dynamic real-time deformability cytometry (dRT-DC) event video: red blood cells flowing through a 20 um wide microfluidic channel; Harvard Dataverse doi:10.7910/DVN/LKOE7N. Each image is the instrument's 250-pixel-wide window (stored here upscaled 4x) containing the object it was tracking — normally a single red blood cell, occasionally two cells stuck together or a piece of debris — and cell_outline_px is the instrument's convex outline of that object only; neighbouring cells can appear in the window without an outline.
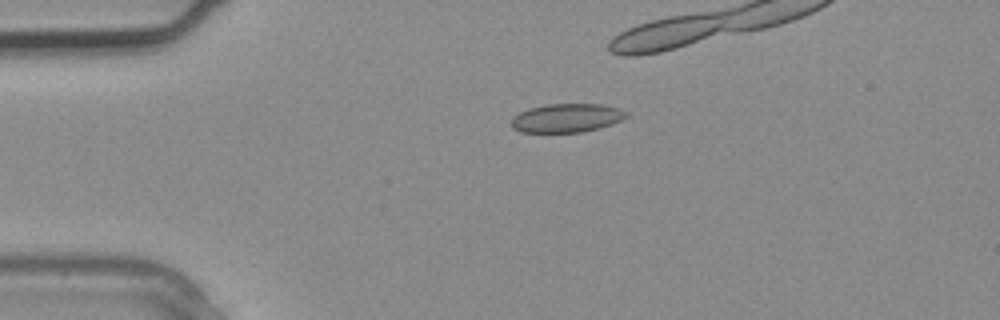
{"species": "common noctule bat (a hibernating species)", "species_latin": "Nyctalus noctula", "temperature_condition": "warm", "stored_images_in_passage": 3, "camera_frame_rate_fps": 3000, "um_per_image_px": 0.085, "animal": {"sex": "male", "body_mass_g": 20.4}, "frame": {"image": 1, "passage_image": 1, "time_ms": 0.0, "image_size_px": [1000, 320], "cell_outline_px": [[628, 116], [612, 124], [600, 128], [580, 132], [520, 132], [512, 128], [512, 120], [520, 112], [532, 108], [548, 104], [600, 104], [616, 108], [628, 112]], "centroid_in_image_um": [48.19, 10.03], "position_along_channel_um": 36.8, "area_um2": 18.96}}
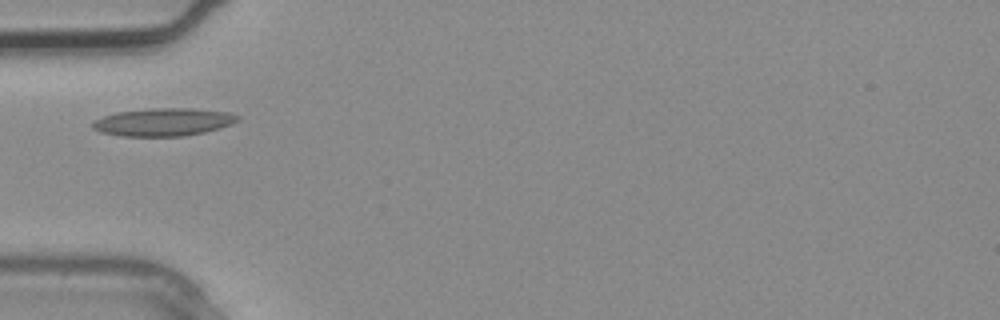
{"frame": {"image": 2, "passage_image": 3, "time_ms": 0.667, "image_size_px": [1000, 320], "cell_outline_px": [[240, 120], [232, 124], [220, 128], [204, 132], [184, 136], [120, 136], [100, 132], [92, 128], [92, 120], [116, 112], [152, 108], [192, 108], [228, 112], [240, 116]], "centroid_in_image_um": [13.89, 10.37], "position_along_channel_um": 71.1, "area_um2": 23.7}}